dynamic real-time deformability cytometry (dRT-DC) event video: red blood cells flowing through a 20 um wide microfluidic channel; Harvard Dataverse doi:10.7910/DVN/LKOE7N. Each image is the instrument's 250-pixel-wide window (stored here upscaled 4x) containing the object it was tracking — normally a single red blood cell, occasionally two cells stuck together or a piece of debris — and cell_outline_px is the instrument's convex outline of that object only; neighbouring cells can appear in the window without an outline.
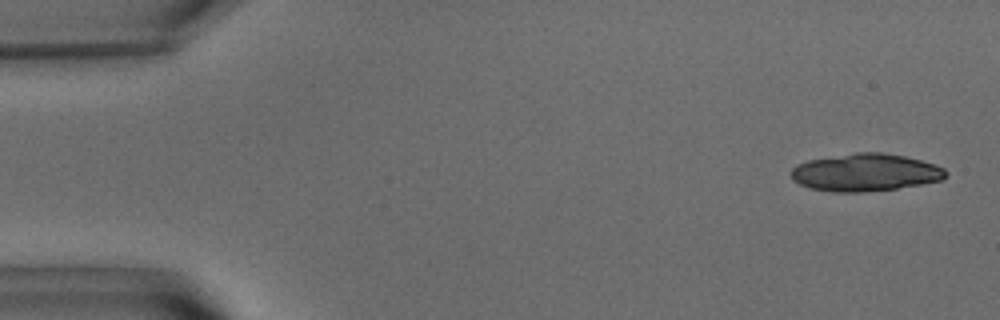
{"species": "common noctule bat (a hibernating species)", "species_latin": "Nyctalus noctula", "temperature_condition": "warm", "stored_images_in_passage": 19, "camera_frame_rate_fps": 3000, "um_per_image_px": 0.085, "animal": {"sex": "male", "body_mass_g": 15.6}, "frame": {"image": 1, "passage_image": 2, "time_ms": 0.333, "image_size_px": [1000, 320], "cell_outline_px": [[948, 172], [940, 180], [920, 184], [896, 188], [864, 192], [832, 192], [812, 188], [800, 184], [792, 180], [792, 168], [796, 164], [808, 160], [856, 152], [884, 152], [904, 156], [920, 160], [944, 168]], "centroid_in_image_um": [73.52, 14.65], "position_along_channel_um": 11.5, "area_um2": 33.58}}